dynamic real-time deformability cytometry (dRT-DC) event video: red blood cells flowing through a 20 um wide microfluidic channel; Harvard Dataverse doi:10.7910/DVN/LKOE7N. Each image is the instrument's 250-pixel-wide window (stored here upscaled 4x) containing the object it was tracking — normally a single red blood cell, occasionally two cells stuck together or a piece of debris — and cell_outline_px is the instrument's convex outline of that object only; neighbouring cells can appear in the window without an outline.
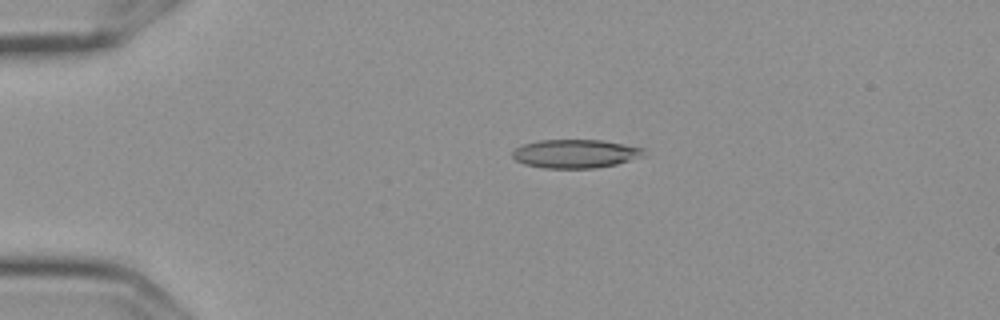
{"species": "Egyptian fruit bat (a non-hibernating species)", "species_latin": "Rousettus aegyptiacus", "temperature_condition": "cold", "stored_images_in_passage": 6, "camera_frame_rate_fps": 3000, "um_per_image_px": 0.085, "frame": {"image": 1, "passage_image": 3, "time_ms": 0.667, "image_size_px": [1000, 320], "cell_outline_px": [[644, 156], [616, 164], [596, 168], [544, 168], [524, 164], [516, 160], [512, 156], [512, 152], [516, 148], [524, 144], [540, 140], [600, 140], [644, 148]], "centroid_in_image_um": [48.9, 13.07], "position_along_channel_um": 36.1, "area_um2": 21.73}}
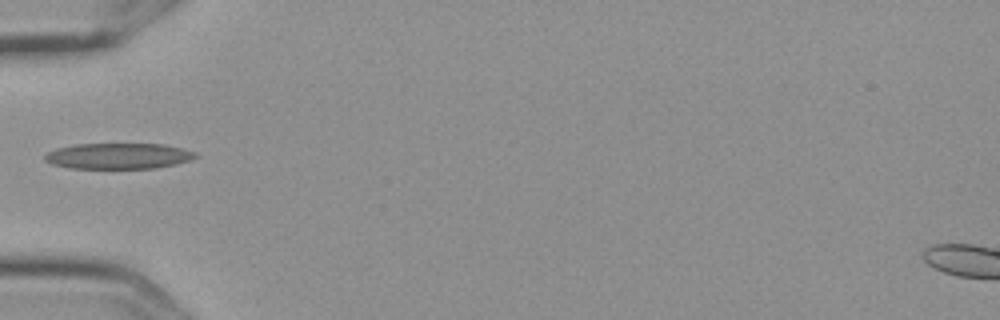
{"frame": {"image": 2, "passage_image": 5, "time_ms": 1.333, "image_size_px": [1000, 320], "cell_outline_px": [[200, 156], [176, 164], [156, 168], [68, 168], [52, 164], [44, 160], [44, 156], [48, 152], [56, 148], [76, 144], [164, 144], [196, 152]], "centroid_in_image_um": [10.05, 13.26], "position_along_channel_um": 74.9, "area_um2": 22.66}}
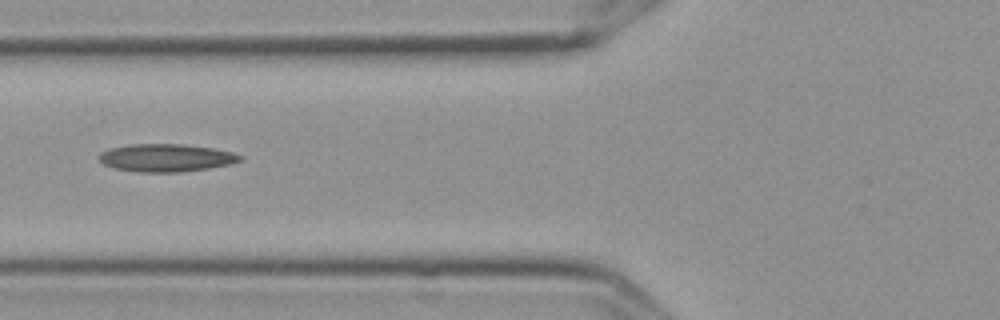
{"frame": {"image": 3, "passage_image": 6, "time_ms": 1.667, "image_size_px": [1000, 320], "cell_outline_px": [[244, 160], [228, 164], [208, 168], [180, 172], [140, 172], [116, 168], [104, 164], [96, 156], [100, 152], [108, 148], [128, 144], [184, 144], [212, 148], [232, 152], [244, 156]], "centroid_in_image_um": [14.1, 13.4], "position_along_channel_um": 111.7, "area_um2": 22.89}}